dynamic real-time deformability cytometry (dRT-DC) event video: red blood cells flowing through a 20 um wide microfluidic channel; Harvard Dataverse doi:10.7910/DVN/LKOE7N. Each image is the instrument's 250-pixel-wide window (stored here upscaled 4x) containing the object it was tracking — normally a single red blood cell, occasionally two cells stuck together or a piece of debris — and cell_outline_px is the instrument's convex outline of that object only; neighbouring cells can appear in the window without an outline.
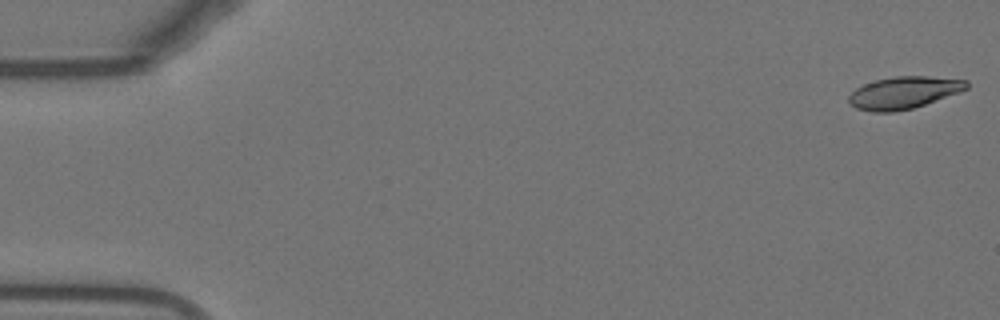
{"species": "Egyptian fruit bat (a non-hibernating species)", "species_latin": "Rousettus aegyptiacus", "temperature_condition": "warm", "stored_images_in_passage": 27, "camera_frame_rate_fps": 3000, "um_per_image_px": 0.085, "animal": {"sex": "female"}, "frame": {"image": 1, "passage_image": 1, "time_ms": 0.0, "image_size_px": [1000, 320], "cell_outline_px": [[968, 88], [960, 92], [912, 108], [892, 112], [872, 112], [856, 108], [848, 104], [848, 96], [856, 88], [864, 84], [876, 80], [896, 76], [928, 76], [968, 80]], "centroid_in_image_um": [76.8, 7.87], "position_along_channel_um": 8.2, "area_um2": 22.02}}
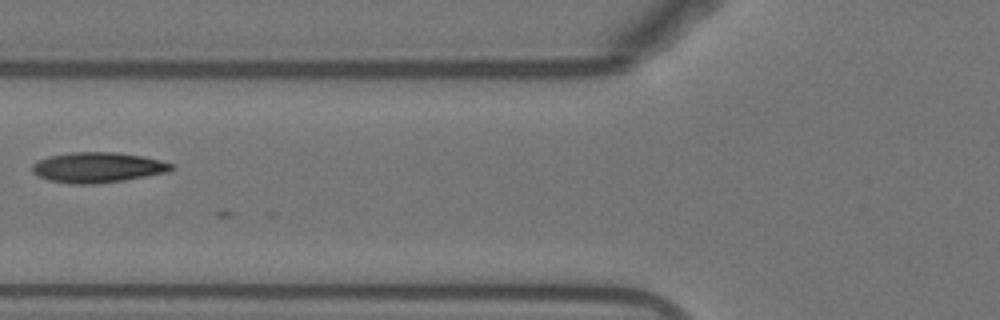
{"frame": {"image": 2, "passage_image": 21, "time_ms": 6.667, "image_size_px": [1000, 320], "cell_outline_px": [[176, 168], [168, 172], [124, 180], [96, 184], [68, 184], [48, 180], [32, 172], [32, 164], [36, 160], [48, 156], [72, 152], [116, 152], [144, 156], [160, 160], [172, 164]], "centroid_in_image_um": [8.29, 14.23], "position_along_channel_um": 117.5, "area_um2": 24.8}}